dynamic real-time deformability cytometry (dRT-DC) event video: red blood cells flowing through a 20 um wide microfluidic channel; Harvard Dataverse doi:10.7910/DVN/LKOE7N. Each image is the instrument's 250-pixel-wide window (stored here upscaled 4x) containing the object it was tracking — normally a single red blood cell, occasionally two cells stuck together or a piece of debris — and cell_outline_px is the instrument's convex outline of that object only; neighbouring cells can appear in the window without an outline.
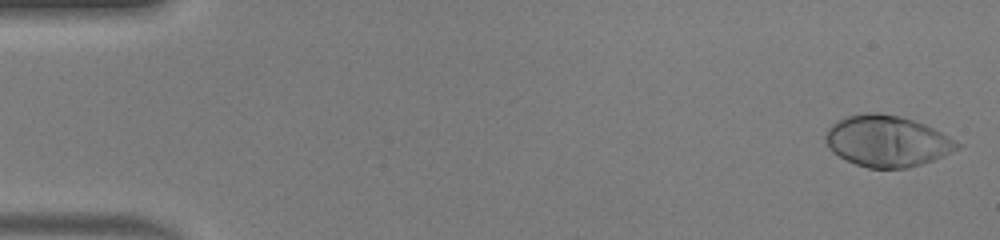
{"species": "human", "species_latin": "Homo sapiens", "temperature_condition": "warm", "stored_images_in_passage": 48, "camera_frame_rate_fps": 3000, "um_per_image_px": 0.085, "donor": {"sex": "male"}, "frame": {"image": 1, "passage_image": 1, "time_ms": 0.0, "image_size_px": [1000, 240], "cell_outline_px": [[964, 144], [960, 148], [932, 160], [908, 168], [868, 168], [856, 164], [832, 152], [824, 140], [824, 136], [828, 128], [836, 120], [844, 116], [864, 112], [876, 112], [900, 116], [924, 124]], "centroid_in_image_um": [75.37, 11.98], "position_along_channel_um": 9.6, "area_um2": 39.3}}
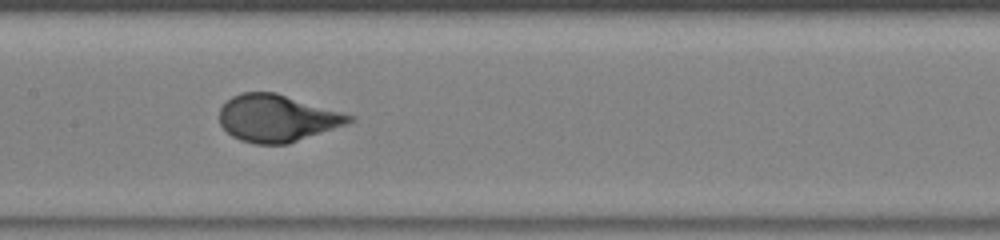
{"frame": {"image": 2, "passage_image": 24, "time_ms": 7.667, "image_size_px": [1000, 240], "cell_outline_px": [[356, 120], [348, 124], [288, 144], [256, 144], [240, 140], [232, 136], [220, 124], [220, 108], [232, 96], [240, 92], [276, 92], [356, 116]], "centroid_in_image_um": [23.59, 10.05], "position_along_channel_um": 183.8, "area_um2": 35.78}}
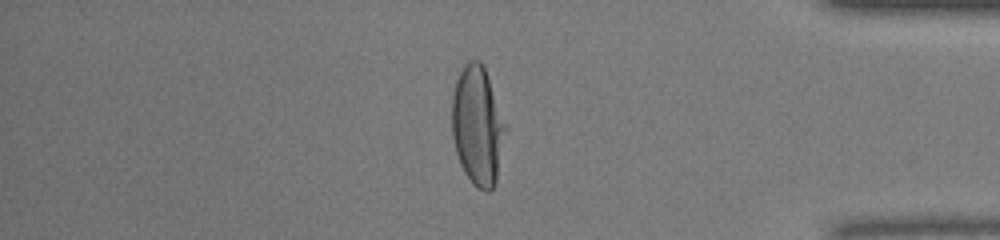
{"frame": {"image": 3, "passage_image": 41, "time_ms": 13.333, "image_size_px": [1000, 240], "cell_outline_px": [[508, 128], [496, 184], [488, 192], [484, 192], [472, 184], [464, 172], [460, 164], [456, 152], [452, 136], [452, 96], [456, 80], [464, 64], [468, 60], [480, 60], [484, 68], [508, 124]], "centroid_in_image_um": [40.63, 10.72], "position_along_channel_um": 394.6, "area_um2": 37.92}}